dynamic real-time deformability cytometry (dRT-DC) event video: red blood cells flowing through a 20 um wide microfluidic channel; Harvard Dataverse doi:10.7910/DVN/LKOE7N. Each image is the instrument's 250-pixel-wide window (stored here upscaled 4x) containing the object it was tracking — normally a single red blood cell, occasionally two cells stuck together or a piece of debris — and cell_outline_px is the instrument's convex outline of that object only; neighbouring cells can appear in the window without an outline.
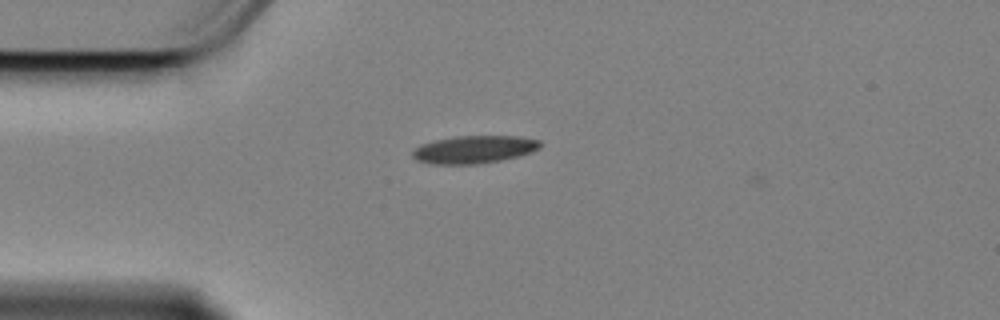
{"species": "Egyptian fruit bat (a non-hibernating species)", "species_latin": "Rousettus aegyptiacus", "temperature_condition": "cold", "stored_images_in_passage": 45, "camera_frame_rate_fps": 3000, "um_per_image_px": 0.085, "animal": {"sex": "female"}, "frame": {"image": 1, "passage_image": 1, "time_ms": 0.0, "image_size_px": [1000, 320], "cell_outline_px": [[540, 148], [532, 152], [520, 156], [480, 164], [428, 164], [416, 160], [412, 156], [412, 152], [420, 144], [436, 140], [456, 136], [520, 136], [540, 140]], "centroid_in_image_um": [40.3, 12.71], "position_along_channel_um": 44.7, "area_um2": 20.75}}
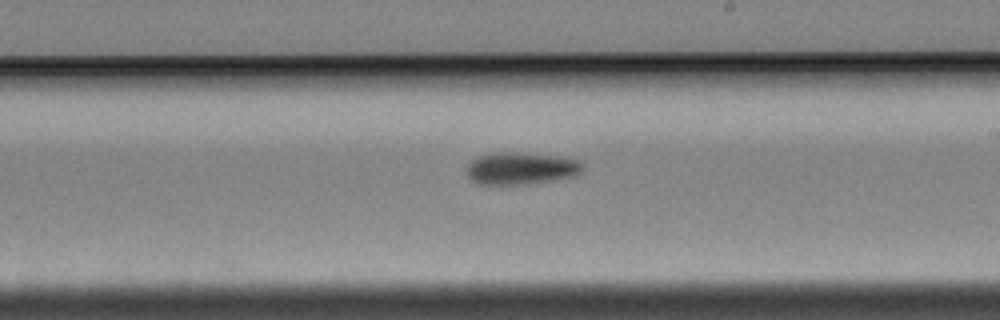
{"frame": {"image": 2, "passage_image": 20, "time_ms": 6.333, "image_size_px": [1000, 320], "cell_outline_px": [[584, 168], [576, 176], [552, 180], [524, 184], [480, 184], [472, 180], [468, 176], [468, 164], [476, 156], [488, 152], [516, 152], [560, 156], [580, 160], [584, 164]], "centroid_in_image_um": [44.31, 14.29], "position_along_channel_um": 244.7, "area_um2": 21.96}}
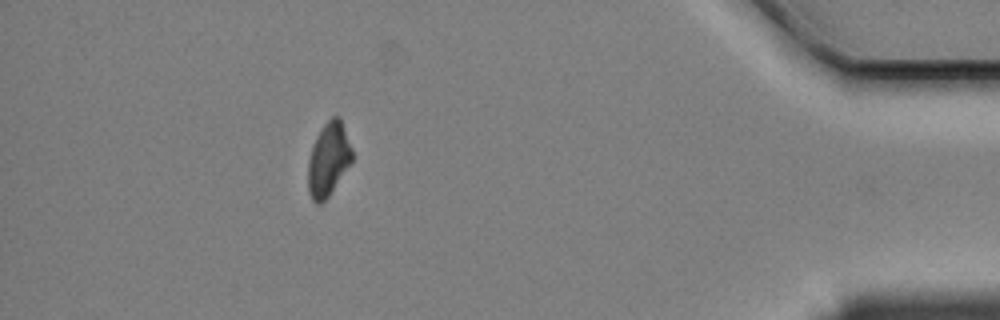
{"frame": {"image": 3, "passage_image": 39, "time_ms": 12.667, "image_size_px": [1000, 320], "cell_outline_px": [[352, 160], [328, 196], [320, 204], [316, 204], [312, 200], [308, 192], [308, 160], [316, 136], [324, 124], [332, 116], [340, 116], [352, 148]], "centroid_in_image_um": [27.9, 13.53], "position_along_channel_um": 407.3, "area_um2": 18.67}, "authors_computed_cell_mechanics": {"area_um2": 20.9814, "velocity_mm_per_s": 3.3899, "shape_relaxation_time_tau1_ms": 5.049, "shape_relaxation_time_tau2_ms": null, "deformation_change_tau1": 0.1357, "deformation_change_tau2": null}}